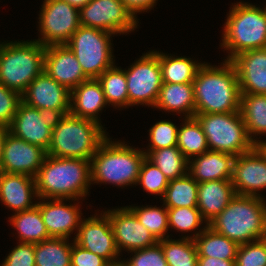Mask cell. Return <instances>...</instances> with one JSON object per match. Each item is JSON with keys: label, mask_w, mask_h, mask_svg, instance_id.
<instances>
[{"label": "cell", "mask_w": 266, "mask_h": 266, "mask_svg": "<svg viewBox=\"0 0 266 266\" xmlns=\"http://www.w3.org/2000/svg\"><path fill=\"white\" fill-rule=\"evenodd\" d=\"M195 113H231L240 110V85L235 66L203 62L193 81Z\"/></svg>", "instance_id": "1"}, {"label": "cell", "mask_w": 266, "mask_h": 266, "mask_svg": "<svg viewBox=\"0 0 266 266\" xmlns=\"http://www.w3.org/2000/svg\"><path fill=\"white\" fill-rule=\"evenodd\" d=\"M34 178L39 198L84 200L92 184L90 161L47 155Z\"/></svg>", "instance_id": "2"}, {"label": "cell", "mask_w": 266, "mask_h": 266, "mask_svg": "<svg viewBox=\"0 0 266 266\" xmlns=\"http://www.w3.org/2000/svg\"><path fill=\"white\" fill-rule=\"evenodd\" d=\"M102 124L70 113L56 116L47 155L59 158L91 160L99 146L108 138Z\"/></svg>", "instance_id": "3"}, {"label": "cell", "mask_w": 266, "mask_h": 266, "mask_svg": "<svg viewBox=\"0 0 266 266\" xmlns=\"http://www.w3.org/2000/svg\"><path fill=\"white\" fill-rule=\"evenodd\" d=\"M208 226L238 245L260 240L266 230V199L236 194Z\"/></svg>", "instance_id": "4"}, {"label": "cell", "mask_w": 266, "mask_h": 266, "mask_svg": "<svg viewBox=\"0 0 266 266\" xmlns=\"http://www.w3.org/2000/svg\"><path fill=\"white\" fill-rule=\"evenodd\" d=\"M111 139L108 137L90 160L92 184L111 183L122 188L136 185L146 157L143 149Z\"/></svg>", "instance_id": "5"}, {"label": "cell", "mask_w": 266, "mask_h": 266, "mask_svg": "<svg viewBox=\"0 0 266 266\" xmlns=\"http://www.w3.org/2000/svg\"><path fill=\"white\" fill-rule=\"evenodd\" d=\"M227 15L220 43L228 53L224 60L231 61L242 52L266 48L265 7L241 1L232 3Z\"/></svg>", "instance_id": "6"}, {"label": "cell", "mask_w": 266, "mask_h": 266, "mask_svg": "<svg viewBox=\"0 0 266 266\" xmlns=\"http://www.w3.org/2000/svg\"><path fill=\"white\" fill-rule=\"evenodd\" d=\"M45 51L34 39L0 42V83L22 95L44 71Z\"/></svg>", "instance_id": "7"}, {"label": "cell", "mask_w": 266, "mask_h": 266, "mask_svg": "<svg viewBox=\"0 0 266 266\" xmlns=\"http://www.w3.org/2000/svg\"><path fill=\"white\" fill-rule=\"evenodd\" d=\"M207 139L209 151L223 152L235 157L254 148L240 111L231 113H195Z\"/></svg>", "instance_id": "8"}, {"label": "cell", "mask_w": 266, "mask_h": 266, "mask_svg": "<svg viewBox=\"0 0 266 266\" xmlns=\"http://www.w3.org/2000/svg\"><path fill=\"white\" fill-rule=\"evenodd\" d=\"M114 35L98 28L80 26L66 43L88 78H98L116 64L111 43Z\"/></svg>", "instance_id": "9"}, {"label": "cell", "mask_w": 266, "mask_h": 266, "mask_svg": "<svg viewBox=\"0 0 266 266\" xmlns=\"http://www.w3.org/2000/svg\"><path fill=\"white\" fill-rule=\"evenodd\" d=\"M129 107L146 105L154 107L162 87L158 51L144 53L126 70Z\"/></svg>", "instance_id": "10"}, {"label": "cell", "mask_w": 266, "mask_h": 266, "mask_svg": "<svg viewBox=\"0 0 266 266\" xmlns=\"http://www.w3.org/2000/svg\"><path fill=\"white\" fill-rule=\"evenodd\" d=\"M39 14L38 31L35 39L43 46L66 44L81 26L79 10L64 0H44Z\"/></svg>", "instance_id": "11"}, {"label": "cell", "mask_w": 266, "mask_h": 266, "mask_svg": "<svg viewBox=\"0 0 266 266\" xmlns=\"http://www.w3.org/2000/svg\"><path fill=\"white\" fill-rule=\"evenodd\" d=\"M79 16L81 26L105 30L115 36L135 31L139 23L121 0H91L79 10Z\"/></svg>", "instance_id": "12"}, {"label": "cell", "mask_w": 266, "mask_h": 266, "mask_svg": "<svg viewBox=\"0 0 266 266\" xmlns=\"http://www.w3.org/2000/svg\"><path fill=\"white\" fill-rule=\"evenodd\" d=\"M101 212L83 218L73 240L82 248L105 258L111 265H118L122 260L111 222L103 210Z\"/></svg>", "instance_id": "13"}, {"label": "cell", "mask_w": 266, "mask_h": 266, "mask_svg": "<svg viewBox=\"0 0 266 266\" xmlns=\"http://www.w3.org/2000/svg\"><path fill=\"white\" fill-rule=\"evenodd\" d=\"M71 91L52 79L45 71L34 78L24 93L22 102L55 117L70 113Z\"/></svg>", "instance_id": "14"}, {"label": "cell", "mask_w": 266, "mask_h": 266, "mask_svg": "<svg viewBox=\"0 0 266 266\" xmlns=\"http://www.w3.org/2000/svg\"><path fill=\"white\" fill-rule=\"evenodd\" d=\"M55 116L20 102L9 133L46 151L50 145Z\"/></svg>", "instance_id": "15"}, {"label": "cell", "mask_w": 266, "mask_h": 266, "mask_svg": "<svg viewBox=\"0 0 266 266\" xmlns=\"http://www.w3.org/2000/svg\"><path fill=\"white\" fill-rule=\"evenodd\" d=\"M103 212L110 219L115 243L120 254L123 250L130 252L144 249L158 242L127 206Z\"/></svg>", "instance_id": "16"}, {"label": "cell", "mask_w": 266, "mask_h": 266, "mask_svg": "<svg viewBox=\"0 0 266 266\" xmlns=\"http://www.w3.org/2000/svg\"><path fill=\"white\" fill-rule=\"evenodd\" d=\"M47 152L40 146L7 134L1 159L0 172L35 177Z\"/></svg>", "instance_id": "17"}, {"label": "cell", "mask_w": 266, "mask_h": 266, "mask_svg": "<svg viewBox=\"0 0 266 266\" xmlns=\"http://www.w3.org/2000/svg\"><path fill=\"white\" fill-rule=\"evenodd\" d=\"M231 182L237 195L263 197L258 192L266 190V160L255 147L235 157Z\"/></svg>", "instance_id": "18"}, {"label": "cell", "mask_w": 266, "mask_h": 266, "mask_svg": "<svg viewBox=\"0 0 266 266\" xmlns=\"http://www.w3.org/2000/svg\"><path fill=\"white\" fill-rule=\"evenodd\" d=\"M37 206L50 237L70 238L71 234L78 231L82 221L80 202L67 204L70 199H43L39 198ZM66 202V204L64 203ZM70 236V237H69Z\"/></svg>", "instance_id": "19"}, {"label": "cell", "mask_w": 266, "mask_h": 266, "mask_svg": "<svg viewBox=\"0 0 266 266\" xmlns=\"http://www.w3.org/2000/svg\"><path fill=\"white\" fill-rule=\"evenodd\" d=\"M44 71L69 91L89 79L66 44L46 46Z\"/></svg>", "instance_id": "20"}, {"label": "cell", "mask_w": 266, "mask_h": 266, "mask_svg": "<svg viewBox=\"0 0 266 266\" xmlns=\"http://www.w3.org/2000/svg\"><path fill=\"white\" fill-rule=\"evenodd\" d=\"M241 93L266 95V48L249 50L235 56Z\"/></svg>", "instance_id": "21"}, {"label": "cell", "mask_w": 266, "mask_h": 266, "mask_svg": "<svg viewBox=\"0 0 266 266\" xmlns=\"http://www.w3.org/2000/svg\"><path fill=\"white\" fill-rule=\"evenodd\" d=\"M33 199H39L34 177L0 172V201L5 207L22 212L37 205Z\"/></svg>", "instance_id": "22"}, {"label": "cell", "mask_w": 266, "mask_h": 266, "mask_svg": "<svg viewBox=\"0 0 266 266\" xmlns=\"http://www.w3.org/2000/svg\"><path fill=\"white\" fill-rule=\"evenodd\" d=\"M235 156L207 151L188 161V174L198 183L213 180H231Z\"/></svg>", "instance_id": "23"}, {"label": "cell", "mask_w": 266, "mask_h": 266, "mask_svg": "<svg viewBox=\"0 0 266 266\" xmlns=\"http://www.w3.org/2000/svg\"><path fill=\"white\" fill-rule=\"evenodd\" d=\"M107 105L102 86L97 78H89L71 91L70 114L75 117L101 124L98 115Z\"/></svg>", "instance_id": "24"}, {"label": "cell", "mask_w": 266, "mask_h": 266, "mask_svg": "<svg viewBox=\"0 0 266 266\" xmlns=\"http://www.w3.org/2000/svg\"><path fill=\"white\" fill-rule=\"evenodd\" d=\"M231 180H213L198 183L197 208L209 224L235 196Z\"/></svg>", "instance_id": "25"}, {"label": "cell", "mask_w": 266, "mask_h": 266, "mask_svg": "<svg viewBox=\"0 0 266 266\" xmlns=\"http://www.w3.org/2000/svg\"><path fill=\"white\" fill-rule=\"evenodd\" d=\"M154 108L176 112L184 118L195 116L193 83H163Z\"/></svg>", "instance_id": "26"}, {"label": "cell", "mask_w": 266, "mask_h": 266, "mask_svg": "<svg viewBox=\"0 0 266 266\" xmlns=\"http://www.w3.org/2000/svg\"><path fill=\"white\" fill-rule=\"evenodd\" d=\"M239 111L247 133L255 144L260 139L258 135H266V95L241 93Z\"/></svg>", "instance_id": "27"}, {"label": "cell", "mask_w": 266, "mask_h": 266, "mask_svg": "<svg viewBox=\"0 0 266 266\" xmlns=\"http://www.w3.org/2000/svg\"><path fill=\"white\" fill-rule=\"evenodd\" d=\"M8 219L10 225L17 231L20 242L35 244L51 238L37 205L29 210L14 213Z\"/></svg>", "instance_id": "28"}, {"label": "cell", "mask_w": 266, "mask_h": 266, "mask_svg": "<svg viewBox=\"0 0 266 266\" xmlns=\"http://www.w3.org/2000/svg\"><path fill=\"white\" fill-rule=\"evenodd\" d=\"M163 83H193L197 71L203 63L190 57L175 56L158 51Z\"/></svg>", "instance_id": "29"}, {"label": "cell", "mask_w": 266, "mask_h": 266, "mask_svg": "<svg viewBox=\"0 0 266 266\" xmlns=\"http://www.w3.org/2000/svg\"><path fill=\"white\" fill-rule=\"evenodd\" d=\"M198 256L235 260L239 245L207 226L194 239Z\"/></svg>", "instance_id": "30"}, {"label": "cell", "mask_w": 266, "mask_h": 266, "mask_svg": "<svg viewBox=\"0 0 266 266\" xmlns=\"http://www.w3.org/2000/svg\"><path fill=\"white\" fill-rule=\"evenodd\" d=\"M97 80L102 86L108 106L112 105L114 108L120 109L129 107L125 69L114 64L111 68L104 71Z\"/></svg>", "instance_id": "31"}, {"label": "cell", "mask_w": 266, "mask_h": 266, "mask_svg": "<svg viewBox=\"0 0 266 266\" xmlns=\"http://www.w3.org/2000/svg\"><path fill=\"white\" fill-rule=\"evenodd\" d=\"M178 127L177 148L189 161L209 151L207 139L202 127L195 117L184 118Z\"/></svg>", "instance_id": "32"}, {"label": "cell", "mask_w": 266, "mask_h": 266, "mask_svg": "<svg viewBox=\"0 0 266 266\" xmlns=\"http://www.w3.org/2000/svg\"><path fill=\"white\" fill-rule=\"evenodd\" d=\"M72 243L69 238L51 237L35 243L36 266H71Z\"/></svg>", "instance_id": "33"}, {"label": "cell", "mask_w": 266, "mask_h": 266, "mask_svg": "<svg viewBox=\"0 0 266 266\" xmlns=\"http://www.w3.org/2000/svg\"><path fill=\"white\" fill-rule=\"evenodd\" d=\"M198 182L188 173L177 179L169 180L162 201L167 208L197 207Z\"/></svg>", "instance_id": "34"}, {"label": "cell", "mask_w": 266, "mask_h": 266, "mask_svg": "<svg viewBox=\"0 0 266 266\" xmlns=\"http://www.w3.org/2000/svg\"><path fill=\"white\" fill-rule=\"evenodd\" d=\"M146 157L168 180L181 178L188 173V160L177 146L152 150Z\"/></svg>", "instance_id": "35"}, {"label": "cell", "mask_w": 266, "mask_h": 266, "mask_svg": "<svg viewBox=\"0 0 266 266\" xmlns=\"http://www.w3.org/2000/svg\"><path fill=\"white\" fill-rule=\"evenodd\" d=\"M161 245L168 266H197L198 253L191 238L170 239L158 241Z\"/></svg>", "instance_id": "36"}, {"label": "cell", "mask_w": 266, "mask_h": 266, "mask_svg": "<svg viewBox=\"0 0 266 266\" xmlns=\"http://www.w3.org/2000/svg\"><path fill=\"white\" fill-rule=\"evenodd\" d=\"M138 218L140 223L154 236L157 241L169 238L166 233L169 230L168 210L163 204L161 207L147 206H127ZM167 235V236H166Z\"/></svg>", "instance_id": "37"}, {"label": "cell", "mask_w": 266, "mask_h": 266, "mask_svg": "<svg viewBox=\"0 0 266 266\" xmlns=\"http://www.w3.org/2000/svg\"><path fill=\"white\" fill-rule=\"evenodd\" d=\"M167 210H168L169 229L171 228L177 230L178 232H182L184 234L196 230L192 234V236L184 235L182 236V238L195 239L208 226L207 222L203 219L197 207H177V208H167ZM203 224L205 226L200 228L201 225Z\"/></svg>", "instance_id": "38"}, {"label": "cell", "mask_w": 266, "mask_h": 266, "mask_svg": "<svg viewBox=\"0 0 266 266\" xmlns=\"http://www.w3.org/2000/svg\"><path fill=\"white\" fill-rule=\"evenodd\" d=\"M178 127L171 121L161 120L156 122L149 130V144L143 150L147 156L152 150L167 148L177 145Z\"/></svg>", "instance_id": "39"}, {"label": "cell", "mask_w": 266, "mask_h": 266, "mask_svg": "<svg viewBox=\"0 0 266 266\" xmlns=\"http://www.w3.org/2000/svg\"><path fill=\"white\" fill-rule=\"evenodd\" d=\"M169 184L166 176L147 157L142 162L136 185H141L146 193L163 197Z\"/></svg>", "instance_id": "40"}, {"label": "cell", "mask_w": 266, "mask_h": 266, "mask_svg": "<svg viewBox=\"0 0 266 266\" xmlns=\"http://www.w3.org/2000/svg\"><path fill=\"white\" fill-rule=\"evenodd\" d=\"M235 266H266V243L263 239L239 245Z\"/></svg>", "instance_id": "41"}, {"label": "cell", "mask_w": 266, "mask_h": 266, "mask_svg": "<svg viewBox=\"0 0 266 266\" xmlns=\"http://www.w3.org/2000/svg\"><path fill=\"white\" fill-rule=\"evenodd\" d=\"M130 259L122 260L124 266H168L161 245H155L130 251Z\"/></svg>", "instance_id": "42"}, {"label": "cell", "mask_w": 266, "mask_h": 266, "mask_svg": "<svg viewBox=\"0 0 266 266\" xmlns=\"http://www.w3.org/2000/svg\"><path fill=\"white\" fill-rule=\"evenodd\" d=\"M21 95L0 83V126L9 127L17 112Z\"/></svg>", "instance_id": "43"}, {"label": "cell", "mask_w": 266, "mask_h": 266, "mask_svg": "<svg viewBox=\"0 0 266 266\" xmlns=\"http://www.w3.org/2000/svg\"><path fill=\"white\" fill-rule=\"evenodd\" d=\"M0 266H36L35 244L18 242Z\"/></svg>", "instance_id": "44"}, {"label": "cell", "mask_w": 266, "mask_h": 266, "mask_svg": "<svg viewBox=\"0 0 266 266\" xmlns=\"http://www.w3.org/2000/svg\"><path fill=\"white\" fill-rule=\"evenodd\" d=\"M72 242L71 266H112L105 258Z\"/></svg>", "instance_id": "45"}, {"label": "cell", "mask_w": 266, "mask_h": 266, "mask_svg": "<svg viewBox=\"0 0 266 266\" xmlns=\"http://www.w3.org/2000/svg\"><path fill=\"white\" fill-rule=\"evenodd\" d=\"M157 0H121L125 5L126 9L131 13V15L137 19V13L147 12L152 10L156 5Z\"/></svg>", "instance_id": "46"}, {"label": "cell", "mask_w": 266, "mask_h": 266, "mask_svg": "<svg viewBox=\"0 0 266 266\" xmlns=\"http://www.w3.org/2000/svg\"><path fill=\"white\" fill-rule=\"evenodd\" d=\"M197 266H235V260L199 256Z\"/></svg>", "instance_id": "47"}, {"label": "cell", "mask_w": 266, "mask_h": 266, "mask_svg": "<svg viewBox=\"0 0 266 266\" xmlns=\"http://www.w3.org/2000/svg\"><path fill=\"white\" fill-rule=\"evenodd\" d=\"M9 133V128L5 126H0V165H1V159L2 154L4 150V144L7 137V134Z\"/></svg>", "instance_id": "48"}, {"label": "cell", "mask_w": 266, "mask_h": 266, "mask_svg": "<svg viewBox=\"0 0 266 266\" xmlns=\"http://www.w3.org/2000/svg\"><path fill=\"white\" fill-rule=\"evenodd\" d=\"M254 147L258 150V152L262 155V157L266 160V140H259L255 143Z\"/></svg>", "instance_id": "49"}, {"label": "cell", "mask_w": 266, "mask_h": 266, "mask_svg": "<svg viewBox=\"0 0 266 266\" xmlns=\"http://www.w3.org/2000/svg\"><path fill=\"white\" fill-rule=\"evenodd\" d=\"M64 1H66L67 3L72 5L73 7L80 10L81 8L86 6L91 0H64Z\"/></svg>", "instance_id": "50"}, {"label": "cell", "mask_w": 266, "mask_h": 266, "mask_svg": "<svg viewBox=\"0 0 266 266\" xmlns=\"http://www.w3.org/2000/svg\"><path fill=\"white\" fill-rule=\"evenodd\" d=\"M263 241L266 243V230H265V233H264V235H263Z\"/></svg>", "instance_id": "51"}, {"label": "cell", "mask_w": 266, "mask_h": 266, "mask_svg": "<svg viewBox=\"0 0 266 266\" xmlns=\"http://www.w3.org/2000/svg\"><path fill=\"white\" fill-rule=\"evenodd\" d=\"M112 266H124L122 263L118 264V265H112Z\"/></svg>", "instance_id": "52"}]
</instances>
